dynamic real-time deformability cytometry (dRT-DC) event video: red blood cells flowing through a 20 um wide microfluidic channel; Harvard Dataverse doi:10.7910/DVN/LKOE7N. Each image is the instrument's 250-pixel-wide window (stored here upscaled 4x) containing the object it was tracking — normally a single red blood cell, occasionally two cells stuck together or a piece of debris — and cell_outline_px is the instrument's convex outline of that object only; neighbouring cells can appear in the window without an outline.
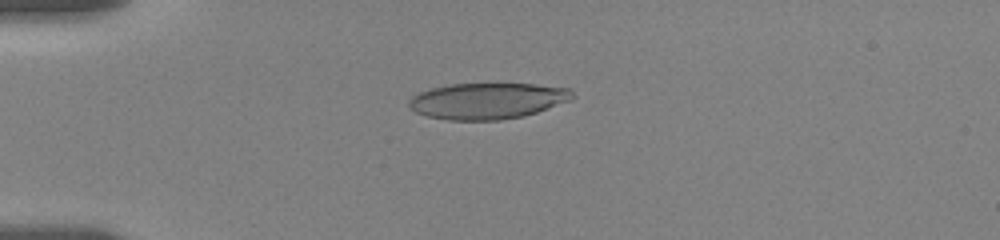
{"species": "human", "species_latin": "Homo sapiens", "temperature_condition": "room temperature", "stored_images_in_passage": 46, "camera_frame_rate_fps": 3000, "um_per_image_px": 0.085, "donor": {"sex": "female"}, "frame": {"image": 1, "passage_image": 13, "time_ms": 4.0, "image_size_px": [1000, 240], "cell_outline_px": [[576, 96], [572, 100], [524, 116], [500, 120], [448, 120], [428, 116], [416, 112], [408, 104], [408, 100], [412, 96], [420, 92], [432, 88], [452, 84], [536, 84], [572, 88]], "centroid_in_image_um": [41.49, 8.57], "position_along_channel_um": 43.5, "area_um2": 34.51}}
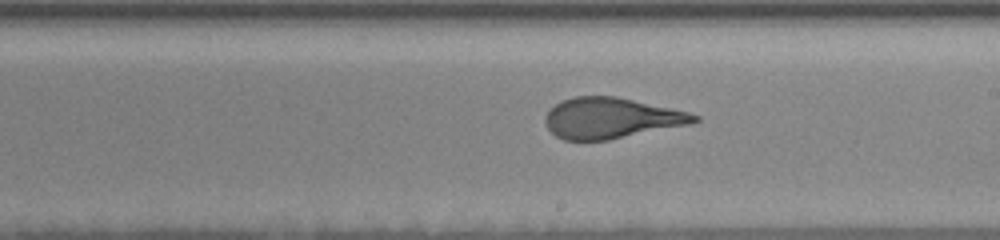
{"frame": {"image": 2, "passage_image": 28, "time_ms": 9.0, "image_size_px": [1000, 240], "cell_outline_px": [[700, 120], [688, 124], [608, 140], [564, 140], [556, 136], [548, 128], [544, 120], [544, 116], [556, 104], [564, 100], [576, 96], [616, 96], [672, 108], [688, 112], [700, 116]], "centroid_in_image_um": [51.94, 10.03], "position_along_channel_um": 237.1, "area_um2": 35.03}}
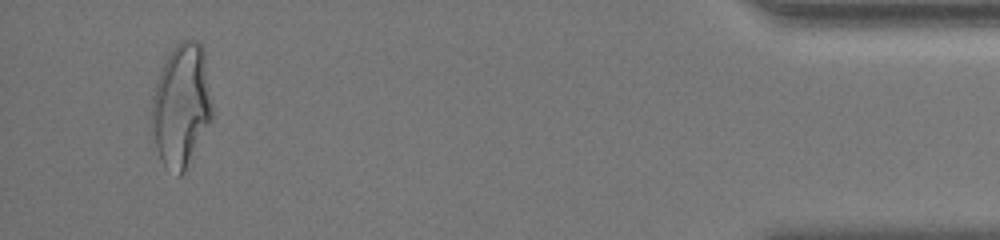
{"frame": {"image": 3, "passage_image": 45, "time_ms": 14.667, "image_size_px": [1000, 240], "cell_outline_px": [[212, 116], [184, 172], [180, 176], [176, 176], [160, 160], [156, 148], [152, 120], [152, 100], [156, 84], [160, 72], [172, 48], [180, 40], [196, 40], [204, 48], [212, 108]], "centroid_in_image_um": [15.41, 8.94], "position_along_channel_um": 419.8, "area_um2": 42.66}, "authors_computed_cell_mechanics": {"area_um2": 35.836, "velocity_mm_per_s": 3.6223, "shape_relaxation_time_tau1_ms": 3.8051, "shape_relaxation_time_tau2_ms": 0.8863, "deformation_change_tau1": 0.2231, "deformation_change_tau2": 0.0945}}